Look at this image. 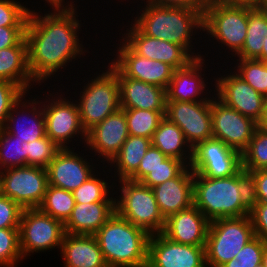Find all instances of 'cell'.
<instances>
[{
  "mask_svg": "<svg viewBox=\"0 0 267 267\" xmlns=\"http://www.w3.org/2000/svg\"><path fill=\"white\" fill-rule=\"evenodd\" d=\"M75 6H50L51 12H44V15L41 11V15L35 10L29 11L25 29L28 67L38 85L56 78L73 59L90 53L84 49L78 35L83 26Z\"/></svg>",
  "mask_w": 267,
  "mask_h": 267,
  "instance_id": "obj_1",
  "label": "cell"
},
{
  "mask_svg": "<svg viewBox=\"0 0 267 267\" xmlns=\"http://www.w3.org/2000/svg\"><path fill=\"white\" fill-rule=\"evenodd\" d=\"M194 205L209 220L250 214V176L243 168L235 175L209 178L193 177Z\"/></svg>",
  "mask_w": 267,
  "mask_h": 267,
  "instance_id": "obj_2",
  "label": "cell"
},
{
  "mask_svg": "<svg viewBox=\"0 0 267 267\" xmlns=\"http://www.w3.org/2000/svg\"><path fill=\"white\" fill-rule=\"evenodd\" d=\"M144 3L141 13L131 22L145 35L182 46L194 59L206 57L193 52V40L203 31V12L187 7H169ZM146 6V7H145ZM134 20V21H133ZM195 30V31H194ZM197 30V31H196ZM194 31V32H193ZM194 33V34H193ZM194 35V36H193ZM193 37V38H192ZM197 53V54H196Z\"/></svg>",
  "mask_w": 267,
  "mask_h": 267,
  "instance_id": "obj_3",
  "label": "cell"
},
{
  "mask_svg": "<svg viewBox=\"0 0 267 267\" xmlns=\"http://www.w3.org/2000/svg\"><path fill=\"white\" fill-rule=\"evenodd\" d=\"M94 236L108 267H147L150 234L116 212Z\"/></svg>",
  "mask_w": 267,
  "mask_h": 267,
  "instance_id": "obj_4",
  "label": "cell"
},
{
  "mask_svg": "<svg viewBox=\"0 0 267 267\" xmlns=\"http://www.w3.org/2000/svg\"><path fill=\"white\" fill-rule=\"evenodd\" d=\"M108 64L97 77L94 75L90 81L87 78L79 91L80 98L75 100L86 132L121 108L118 69L111 62Z\"/></svg>",
  "mask_w": 267,
  "mask_h": 267,
  "instance_id": "obj_5",
  "label": "cell"
},
{
  "mask_svg": "<svg viewBox=\"0 0 267 267\" xmlns=\"http://www.w3.org/2000/svg\"><path fill=\"white\" fill-rule=\"evenodd\" d=\"M254 237L249 215L210 221L205 244L206 267H221L235 258Z\"/></svg>",
  "mask_w": 267,
  "mask_h": 267,
  "instance_id": "obj_6",
  "label": "cell"
},
{
  "mask_svg": "<svg viewBox=\"0 0 267 267\" xmlns=\"http://www.w3.org/2000/svg\"><path fill=\"white\" fill-rule=\"evenodd\" d=\"M119 182L120 197L115 198V212L150 235L162 233L165 218L161 214L152 188L129 179Z\"/></svg>",
  "mask_w": 267,
  "mask_h": 267,
  "instance_id": "obj_7",
  "label": "cell"
},
{
  "mask_svg": "<svg viewBox=\"0 0 267 267\" xmlns=\"http://www.w3.org/2000/svg\"><path fill=\"white\" fill-rule=\"evenodd\" d=\"M248 28V6L210 2L203 12V32L231 51L234 57L243 47Z\"/></svg>",
  "mask_w": 267,
  "mask_h": 267,
  "instance_id": "obj_8",
  "label": "cell"
},
{
  "mask_svg": "<svg viewBox=\"0 0 267 267\" xmlns=\"http://www.w3.org/2000/svg\"><path fill=\"white\" fill-rule=\"evenodd\" d=\"M54 92L46 93L45 97L48 100L47 98L44 101L41 100L45 115L46 136L60 148H70L68 144H71L75 136L77 139L80 136V143L84 142L85 146L87 132L82 126L77 103L71 98L68 99L69 96L64 97L62 91Z\"/></svg>",
  "mask_w": 267,
  "mask_h": 267,
  "instance_id": "obj_9",
  "label": "cell"
},
{
  "mask_svg": "<svg viewBox=\"0 0 267 267\" xmlns=\"http://www.w3.org/2000/svg\"><path fill=\"white\" fill-rule=\"evenodd\" d=\"M64 234V224L60 220L47 215L39 208H25L19 225L20 250L23 259L34 252L61 249Z\"/></svg>",
  "mask_w": 267,
  "mask_h": 267,
  "instance_id": "obj_10",
  "label": "cell"
},
{
  "mask_svg": "<svg viewBox=\"0 0 267 267\" xmlns=\"http://www.w3.org/2000/svg\"><path fill=\"white\" fill-rule=\"evenodd\" d=\"M2 194L18 203L23 209L38 208L48 187L45 168L19 166L1 170Z\"/></svg>",
  "mask_w": 267,
  "mask_h": 267,
  "instance_id": "obj_11",
  "label": "cell"
},
{
  "mask_svg": "<svg viewBox=\"0 0 267 267\" xmlns=\"http://www.w3.org/2000/svg\"><path fill=\"white\" fill-rule=\"evenodd\" d=\"M190 168L194 174L209 178L233 176L242 169V154L212 137L193 148Z\"/></svg>",
  "mask_w": 267,
  "mask_h": 267,
  "instance_id": "obj_12",
  "label": "cell"
},
{
  "mask_svg": "<svg viewBox=\"0 0 267 267\" xmlns=\"http://www.w3.org/2000/svg\"><path fill=\"white\" fill-rule=\"evenodd\" d=\"M215 92L211 100L213 138L240 152L247 149L257 128V122L240 114L220 101Z\"/></svg>",
  "mask_w": 267,
  "mask_h": 267,
  "instance_id": "obj_13",
  "label": "cell"
},
{
  "mask_svg": "<svg viewBox=\"0 0 267 267\" xmlns=\"http://www.w3.org/2000/svg\"><path fill=\"white\" fill-rule=\"evenodd\" d=\"M165 117L182 130L192 148L213 137L211 100L166 101Z\"/></svg>",
  "mask_w": 267,
  "mask_h": 267,
  "instance_id": "obj_14",
  "label": "cell"
},
{
  "mask_svg": "<svg viewBox=\"0 0 267 267\" xmlns=\"http://www.w3.org/2000/svg\"><path fill=\"white\" fill-rule=\"evenodd\" d=\"M110 62L125 76L167 89L175 69L167 63L136 54L122 39Z\"/></svg>",
  "mask_w": 267,
  "mask_h": 267,
  "instance_id": "obj_15",
  "label": "cell"
},
{
  "mask_svg": "<svg viewBox=\"0 0 267 267\" xmlns=\"http://www.w3.org/2000/svg\"><path fill=\"white\" fill-rule=\"evenodd\" d=\"M216 78L215 96L227 106L235 109L240 114L258 122L262 116L265 97L253 89L234 71Z\"/></svg>",
  "mask_w": 267,
  "mask_h": 267,
  "instance_id": "obj_16",
  "label": "cell"
},
{
  "mask_svg": "<svg viewBox=\"0 0 267 267\" xmlns=\"http://www.w3.org/2000/svg\"><path fill=\"white\" fill-rule=\"evenodd\" d=\"M147 267H206L205 246L180 244L162 233L151 234Z\"/></svg>",
  "mask_w": 267,
  "mask_h": 267,
  "instance_id": "obj_17",
  "label": "cell"
},
{
  "mask_svg": "<svg viewBox=\"0 0 267 267\" xmlns=\"http://www.w3.org/2000/svg\"><path fill=\"white\" fill-rule=\"evenodd\" d=\"M129 137L125 112L119 108L116 112L107 116L102 122L96 124L87 131L85 151H93L98 155L101 163L107 164L119 153L123 143ZM96 153V154H95ZM103 157V158H102Z\"/></svg>",
  "mask_w": 267,
  "mask_h": 267,
  "instance_id": "obj_18",
  "label": "cell"
},
{
  "mask_svg": "<svg viewBox=\"0 0 267 267\" xmlns=\"http://www.w3.org/2000/svg\"><path fill=\"white\" fill-rule=\"evenodd\" d=\"M73 146L60 148L46 167L48 184L71 192L97 171L93 162H89L84 153L81 155L80 151L74 152Z\"/></svg>",
  "mask_w": 267,
  "mask_h": 267,
  "instance_id": "obj_19",
  "label": "cell"
},
{
  "mask_svg": "<svg viewBox=\"0 0 267 267\" xmlns=\"http://www.w3.org/2000/svg\"><path fill=\"white\" fill-rule=\"evenodd\" d=\"M120 37L136 54L158 60L175 70L186 67L194 58L180 45L143 34L132 22Z\"/></svg>",
  "mask_w": 267,
  "mask_h": 267,
  "instance_id": "obj_20",
  "label": "cell"
},
{
  "mask_svg": "<svg viewBox=\"0 0 267 267\" xmlns=\"http://www.w3.org/2000/svg\"><path fill=\"white\" fill-rule=\"evenodd\" d=\"M26 94H23L12 106L4 129L18 137L20 141L28 143L45 137L46 130L42 102L37 100L38 97L36 99L33 97L34 99L31 100L24 99L27 97Z\"/></svg>",
  "mask_w": 267,
  "mask_h": 267,
  "instance_id": "obj_21",
  "label": "cell"
},
{
  "mask_svg": "<svg viewBox=\"0 0 267 267\" xmlns=\"http://www.w3.org/2000/svg\"><path fill=\"white\" fill-rule=\"evenodd\" d=\"M204 59V57L196 58L186 67L174 71L172 79L166 89V101L196 102L212 100L211 94H209L210 96L207 94L214 90L210 89L209 91V87H207L209 82H206L207 77H203L206 75L204 74L206 71ZM202 69L204 70L203 74ZM206 96L209 97L207 98Z\"/></svg>",
  "mask_w": 267,
  "mask_h": 267,
  "instance_id": "obj_22",
  "label": "cell"
},
{
  "mask_svg": "<svg viewBox=\"0 0 267 267\" xmlns=\"http://www.w3.org/2000/svg\"><path fill=\"white\" fill-rule=\"evenodd\" d=\"M210 221L193 204L165 219L162 234L173 242L205 246Z\"/></svg>",
  "mask_w": 267,
  "mask_h": 267,
  "instance_id": "obj_23",
  "label": "cell"
},
{
  "mask_svg": "<svg viewBox=\"0 0 267 267\" xmlns=\"http://www.w3.org/2000/svg\"><path fill=\"white\" fill-rule=\"evenodd\" d=\"M193 177V171L187 166L177 177L152 188L165 219L194 204Z\"/></svg>",
  "mask_w": 267,
  "mask_h": 267,
  "instance_id": "obj_24",
  "label": "cell"
},
{
  "mask_svg": "<svg viewBox=\"0 0 267 267\" xmlns=\"http://www.w3.org/2000/svg\"><path fill=\"white\" fill-rule=\"evenodd\" d=\"M122 109L166 111V89L125 77L118 70Z\"/></svg>",
  "mask_w": 267,
  "mask_h": 267,
  "instance_id": "obj_25",
  "label": "cell"
},
{
  "mask_svg": "<svg viewBox=\"0 0 267 267\" xmlns=\"http://www.w3.org/2000/svg\"><path fill=\"white\" fill-rule=\"evenodd\" d=\"M60 251L64 267H108L94 235L65 233Z\"/></svg>",
  "mask_w": 267,
  "mask_h": 267,
  "instance_id": "obj_26",
  "label": "cell"
},
{
  "mask_svg": "<svg viewBox=\"0 0 267 267\" xmlns=\"http://www.w3.org/2000/svg\"><path fill=\"white\" fill-rule=\"evenodd\" d=\"M114 212L115 201L76 203L64 223V231L68 234L94 235Z\"/></svg>",
  "mask_w": 267,
  "mask_h": 267,
  "instance_id": "obj_27",
  "label": "cell"
},
{
  "mask_svg": "<svg viewBox=\"0 0 267 267\" xmlns=\"http://www.w3.org/2000/svg\"><path fill=\"white\" fill-rule=\"evenodd\" d=\"M0 80L17 84L25 93L33 88L30 86L37 85L28 67L25 38L16 46L0 50Z\"/></svg>",
  "mask_w": 267,
  "mask_h": 267,
  "instance_id": "obj_28",
  "label": "cell"
},
{
  "mask_svg": "<svg viewBox=\"0 0 267 267\" xmlns=\"http://www.w3.org/2000/svg\"><path fill=\"white\" fill-rule=\"evenodd\" d=\"M151 143L167 157L179 159L187 166L191 165L193 148L186 141L182 130L168 118L161 120Z\"/></svg>",
  "mask_w": 267,
  "mask_h": 267,
  "instance_id": "obj_29",
  "label": "cell"
},
{
  "mask_svg": "<svg viewBox=\"0 0 267 267\" xmlns=\"http://www.w3.org/2000/svg\"><path fill=\"white\" fill-rule=\"evenodd\" d=\"M151 144V139L129 135L119 153L108 164L113 166L110 168L111 171L115 167L114 175L117 176L115 175L114 179L118 177L115 181L129 179L138 170L140 162Z\"/></svg>",
  "mask_w": 267,
  "mask_h": 267,
  "instance_id": "obj_30",
  "label": "cell"
},
{
  "mask_svg": "<svg viewBox=\"0 0 267 267\" xmlns=\"http://www.w3.org/2000/svg\"><path fill=\"white\" fill-rule=\"evenodd\" d=\"M267 37V10L248 6V28L242 49L234 56L240 59H257Z\"/></svg>",
  "mask_w": 267,
  "mask_h": 267,
  "instance_id": "obj_31",
  "label": "cell"
},
{
  "mask_svg": "<svg viewBox=\"0 0 267 267\" xmlns=\"http://www.w3.org/2000/svg\"><path fill=\"white\" fill-rule=\"evenodd\" d=\"M75 204L71 191L48 185L43 201L38 208L64 224L70 217Z\"/></svg>",
  "mask_w": 267,
  "mask_h": 267,
  "instance_id": "obj_32",
  "label": "cell"
},
{
  "mask_svg": "<svg viewBox=\"0 0 267 267\" xmlns=\"http://www.w3.org/2000/svg\"><path fill=\"white\" fill-rule=\"evenodd\" d=\"M127 120L128 132L131 136L152 139L166 111L142 109H123Z\"/></svg>",
  "mask_w": 267,
  "mask_h": 267,
  "instance_id": "obj_33",
  "label": "cell"
},
{
  "mask_svg": "<svg viewBox=\"0 0 267 267\" xmlns=\"http://www.w3.org/2000/svg\"><path fill=\"white\" fill-rule=\"evenodd\" d=\"M99 176L100 172H98L97 170V172H95L83 184H81L76 190L72 192L76 203L115 201L114 194L116 193L118 195L117 190L114 193H112V191L116 189L115 187H117L115 185L116 184L115 181L113 180L111 185H109L110 183L107 182L108 180H105L104 178L102 179L101 176L100 177Z\"/></svg>",
  "mask_w": 267,
  "mask_h": 267,
  "instance_id": "obj_34",
  "label": "cell"
},
{
  "mask_svg": "<svg viewBox=\"0 0 267 267\" xmlns=\"http://www.w3.org/2000/svg\"><path fill=\"white\" fill-rule=\"evenodd\" d=\"M26 142H22L4 128L0 130V171L27 166Z\"/></svg>",
  "mask_w": 267,
  "mask_h": 267,
  "instance_id": "obj_35",
  "label": "cell"
},
{
  "mask_svg": "<svg viewBox=\"0 0 267 267\" xmlns=\"http://www.w3.org/2000/svg\"><path fill=\"white\" fill-rule=\"evenodd\" d=\"M234 71L258 93L267 98V66L258 59H237ZM237 67V68H236Z\"/></svg>",
  "mask_w": 267,
  "mask_h": 267,
  "instance_id": "obj_36",
  "label": "cell"
},
{
  "mask_svg": "<svg viewBox=\"0 0 267 267\" xmlns=\"http://www.w3.org/2000/svg\"><path fill=\"white\" fill-rule=\"evenodd\" d=\"M242 168L246 172L267 169V133L256 128L247 149L242 153Z\"/></svg>",
  "mask_w": 267,
  "mask_h": 267,
  "instance_id": "obj_37",
  "label": "cell"
},
{
  "mask_svg": "<svg viewBox=\"0 0 267 267\" xmlns=\"http://www.w3.org/2000/svg\"><path fill=\"white\" fill-rule=\"evenodd\" d=\"M20 261L19 228H0V267H18Z\"/></svg>",
  "mask_w": 267,
  "mask_h": 267,
  "instance_id": "obj_38",
  "label": "cell"
},
{
  "mask_svg": "<svg viewBox=\"0 0 267 267\" xmlns=\"http://www.w3.org/2000/svg\"><path fill=\"white\" fill-rule=\"evenodd\" d=\"M59 149L48 136L26 142L27 165L46 169Z\"/></svg>",
  "mask_w": 267,
  "mask_h": 267,
  "instance_id": "obj_39",
  "label": "cell"
},
{
  "mask_svg": "<svg viewBox=\"0 0 267 267\" xmlns=\"http://www.w3.org/2000/svg\"><path fill=\"white\" fill-rule=\"evenodd\" d=\"M187 165L176 158L167 157L161 165L150 170V172L140 181L142 184L153 188L167 180L177 177Z\"/></svg>",
  "mask_w": 267,
  "mask_h": 267,
  "instance_id": "obj_40",
  "label": "cell"
},
{
  "mask_svg": "<svg viewBox=\"0 0 267 267\" xmlns=\"http://www.w3.org/2000/svg\"><path fill=\"white\" fill-rule=\"evenodd\" d=\"M30 8L16 0H0V27H26Z\"/></svg>",
  "mask_w": 267,
  "mask_h": 267,
  "instance_id": "obj_41",
  "label": "cell"
},
{
  "mask_svg": "<svg viewBox=\"0 0 267 267\" xmlns=\"http://www.w3.org/2000/svg\"><path fill=\"white\" fill-rule=\"evenodd\" d=\"M265 243L257 236L249 241L236 255L221 267H256L262 262Z\"/></svg>",
  "mask_w": 267,
  "mask_h": 267,
  "instance_id": "obj_42",
  "label": "cell"
},
{
  "mask_svg": "<svg viewBox=\"0 0 267 267\" xmlns=\"http://www.w3.org/2000/svg\"><path fill=\"white\" fill-rule=\"evenodd\" d=\"M25 92L13 82L0 80V130L4 128L12 106Z\"/></svg>",
  "mask_w": 267,
  "mask_h": 267,
  "instance_id": "obj_43",
  "label": "cell"
},
{
  "mask_svg": "<svg viewBox=\"0 0 267 267\" xmlns=\"http://www.w3.org/2000/svg\"><path fill=\"white\" fill-rule=\"evenodd\" d=\"M23 208L7 196L0 197V228H19Z\"/></svg>",
  "mask_w": 267,
  "mask_h": 267,
  "instance_id": "obj_44",
  "label": "cell"
},
{
  "mask_svg": "<svg viewBox=\"0 0 267 267\" xmlns=\"http://www.w3.org/2000/svg\"><path fill=\"white\" fill-rule=\"evenodd\" d=\"M166 158L167 156L165 154L151 144L141 160L138 170L129 178V180L140 182L150 172V170L161 165V162H163Z\"/></svg>",
  "mask_w": 267,
  "mask_h": 267,
  "instance_id": "obj_45",
  "label": "cell"
},
{
  "mask_svg": "<svg viewBox=\"0 0 267 267\" xmlns=\"http://www.w3.org/2000/svg\"><path fill=\"white\" fill-rule=\"evenodd\" d=\"M249 216L255 236L267 244V202H251Z\"/></svg>",
  "mask_w": 267,
  "mask_h": 267,
  "instance_id": "obj_46",
  "label": "cell"
},
{
  "mask_svg": "<svg viewBox=\"0 0 267 267\" xmlns=\"http://www.w3.org/2000/svg\"><path fill=\"white\" fill-rule=\"evenodd\" d=\"M251 202H267V169L249 172Z\"/></svg>",
  "mask_w": 267,
  "mask_h": 267,
  "instance_id": "obj_47",
  "label": "cell"
},
{
  "mask_svg": "<svg viewBox=\"0 0 267 267\" xmlns=\"http://www.w3.org/2000/svg\"><path fill=\"white\" fill-rule=\"evenodd\" d=\"M26 27H0V50L18 45L25 38Z\"/></svg>",
  "mask_w": 267,
  "mask_h": 267,
  "instance_id": "obj_48",
  "label": "cell"
},
{
  "mask_svg": "<svg viewBox=\"0 0 267 267\" xmlns=\"http://www.w3.org/2000/svg\"><path fill=\"white\" fill-rule=\"evenodd\" d=\"M145 3L169 6V7H187L204 12L206 6L211 0H142Z\"/></svg>",
  "mask_w": 267,
  "mask_h": 267,
  "instance_id": "obj_49",
  "label": "cell"
},
{
  "mask_svg": "<svg viewBox=\"0 0 267 267\" xmlns=\"http://www.w3.org/2000/svg\"><path fill=\"white\" fill-rule=\"evenodd\" d=\"M212 2L221 5H236V6H250L256 7L258 0H211Z\"/></svg>",
  "mask_w": 267,
  "mask_h": 267,
  "instance_id": "obj_50",
  "label": "cell"
},
{
  "mask_svg": "<svg viewBox=\"0 0 267 267\" xmlns=\"http://www.w3.org/2000/svg\"><path fill=\"white\" fill-rule=\"evenodd\" d=\"M257 128L267 133V98L264 102L263 113L260 120L257 122Z\"/></svg>",
  "mask_w": 267,
  "mask_h": 267,
  "instance_id": "obj_51",
  "label": "cell"
},
{
  "mask_svg": "<svg viewBox=\"0 0 267 267\" xmlns=\"http://www.w3.org/2000/svg\"><path fill=\"white\" fill-rule=\"evenodd\" d=\"M45 4L48 3V6H70L75 5L73 1L66 0H44ZM68 1V2H67Z\"/></svg>",
  "mask_w": 267,
  "mask_h": 267,
  "instance_id": "obj_52",
  "label": "cell"
},
{
  "mask_svg": "<svg viewBox=\"0 0 267 267\" xmlns=\"http://www.w3.org/2000/svg\"><path fill=\"white\" fill-rule=\"evenodd\" d=\"M258 60L267 61V37L263 40V48L261 55L257 58Z\"/></svg>",
  "mask_w": 267,
  "mask_h": 267,
  "instance_id": "obj_53",
  "label": "cell"
},
{
  "mask_svg": "<svg viewBox=\"0 0 267 267\" xmlns=\"http://www.w3.org/2000/svg\"><path fill=\"white\" fill-rule=\"evenodd\" d=\"M256 7L263 10H267V0H258Z\"/></svg>",
  "mask_w": 267,
  "mask_h": 267,
  "instance_id": "obj_54",
  "label": "cell"
},
{
  "mask_svg": "<svg viewBox=\"0 0 267 267\" xmlns=\"http://www.w3.org/2000/svg\"><path fill=\"white\" fill-rule=\"evenodd\" d=\"M262 263L264 264L265 267H267V244H265V249H264V252H263Z\"/></svg>",
  "mask_w": 267,
  "mask_h": 267,
  "instance_id": "obj_55",
  "label": "cell"
},
{
  "mask_svg": "<svg viewBox=\"0 0 267 267\" xmlns=\"http://www.w3.org/2000/svg\"><path fill=\"white\" fill-rule=\"evenodd\" d=\"M2 175H1V171H0V197L2 196Z\"/></svg>",
  "mask_w": 267,
  "mask_h": 267,
  "instance_id": "obj_56",
  "label": "cell"
},
{
  "mask_svg": "<svg viewBox=\"0 0 267 267\" xmlns=\"http://www.w3.org/2000/svg\"><path fill=\"white\" fill-rule=\"evenodd\" d=\"M256 267H265L264 264L261 262L260 264H258Z\"/></svg>",
  "mask_w": 267,
  "mask_h": 267,
  "instance_id": "obj_57",
  "label": "cell"
}]
</instances>
